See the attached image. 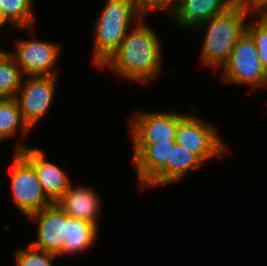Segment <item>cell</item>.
<instances>
[{
	"mask_svg": "<svg viewBox=\"0 0 267 266\" xmlns=\"http://www.w3.org/2000/svg\"><path fill=\"white\" fill-rule=\"evenodd\" d=\"M159 36L141 17L128 30L121 46L100 67L139 84H149L161 73L162 48Z\"/></svg>",
	"mask_w": 267,
	"mask_h": 266,
	"instance_id": "obj_1",
	"label": "cell"
},
{
	"mask_svg": "<svg viewBox=\"0 0 267 266\" xmlns=\"http://www.w3.org/2000/svg\"><path fill=\"white\" fill-rule=\"evenodd\" d=\"M251 15L254 16L237 1L225 12L211 17L193 29L198 32L204 27L207 29L201 50L203 65L215 70L227 63L233 47L246 32L248 22L245 19Z\"/></svg>",
	"mask_w": 267,
	"mask_h": 266,
	"instance_id": "obj_2",
	"label": "cell"
},
{
	"mask_svg": "<svg viewBox=\"0 0 267 266\" xmlns=\"http://www.w3.org/2000/svg\"><path fill=\"white\" fill-rule=\"evenodd\" d=\"M140 18L132 0H106L94 23V65L101 67L109 59Z\"/></svg>",
	"mask_w": 267,
	"mask_h": 266,
	"instance_id": "obj_3",
	"label": "cell"
},
{
	"mask_svg": "<svg viewBox=\"0 0 267 266\" xmlns=\"http://www.w3.org/2000/svg\"><path fill=\"white\" fill-rule=\"evenodd\" d=\"M222 72V81L232 85H252L253 90L267 86V72L261 64L255 43L247 32L233 47Z\"/></svg>",
	"mask_w": 267,
	"mask_h": 266,
	"instance_id": "obj_4",
	"label": "cell"
},
{
	"mask_svg": "<svg viewBox=\"0 0 267 266\" xmlns=\"http://www.w3.org/2000/svg\"><path fill=\"white\" fill-rule=\"evenodd\" d=\"M11 195L20 212L28 217L53 204L38 181L34 166L19 152L12 159Z\"/></svg>",
	"mask_w": 267,
	"mask_h": 266,
	"instance_id": "obj_5",
	"label": "cell"
},
{
	"mask_svg": "<svg viewBox=\"0 0 267 266\" xmlns=\"http://www.w3.org/2000/svg\"><path fill=\"white\" fill-rule=\"evenodd\" d=\"M194 114H186L176 130L175 142L197 155L204 163L213 157L217 159L227 153L215 126L205 123Z\"/></svg>",
	"mask_w": 267,
	"mask_h": 266,
	"instance_id": "obj_6",
	"label": "cell"
},
{
	"mask_svg": "<svg viewBox=\"0 0 267 266\" xmlns=\"http://www.w3.org/2000/svg\"><path fill=\"white\" fill-rule=\"evenodd\" d=\"M57 75L27 76L22 81L15 99L22 118L30 129L48 112L55 96Z\"/></svg>",
	"mask_w": 267,
	"mask_h": 266,
	"instance_id": "obj_7",
	"label": "cell"
},
{
	"mask_svg": "<svg viewBox=\"0 0 267 266\" xmlns=\"http://www.w3.org/2000/svg\"><path fill=\"white\" fill-rule=\"evenodd\" d=\"M15 52H8L16 64L27 76H50L57 75L55 65L60 54V47L56 42H47L31 39H22L15 42Z\"/></svg>",
	"mask_w": 267,
	"mask_h": 266,
	"instance_id": "obj_8",
	"label": "cell"
},
{
	"mask_svg": "<svg viewBox=\"0 0 267 266\" xmlns=\"http://www.w3.org/2000/svg\"><path fill=\"white\" fill-rule=\"evenodd\" d=\"M130 118L132 143H157L175 140L179 121L186 114L177 112H141Z\"/></svg>",
	"mask_w": 267,
	"mask_h": 266,
	"instance_id": "obj_9",
	"label": "cell"
},
{
	"mask_svg": "<svg viewBox=\"0 0 267 266\" xmlns=\"http://www.w3.org/2000/svg\"><path fill=\"white\" fill-rule=\"evenodd\" d=\"M27 218L38 223L37 240L30 244L33 247L62 256L66 236V213L53 203L30 214Z\"/></svg>",
	"mask_w": 267,
	"mask_h": 266,
	"instance_id": "obj_10",
	"label": "cell"
},
{
	"mask_svg": "<svg viewBox=\"0 0 267 266\" xmlns=\"http://www.w3.org/2000/svg\"><path fill=\"white\" fill-rule=\"evenodd\" d=\"M14 151H19L33 166L46 196L55 203L70 187L71 180L68 174L49 162L42 150L25 146L22 142L17 143Z\"/></svg>",
	"mask_w": 267,
	"mask_h": 266,
	"instance_id": "obj_11",
	"label": "cell"
},
{
	"mask_svg": "<svg viewBox=\"0 0 267 266\" xmlns=\"http://www.w3.org/2000/svg\"><path fill=\"white\" fill-rule=\"evenodd\" d=\"M133 165L141 190L171 161L176 142L132 143Z\"/></svg>",
	"mask_w": 267,
	"mask_h": 266,
	"instance_id": "obj_12",
	"label": "cell"
},
{
	"mask_svg": "<svg viewBox=\"0 0 267 266\" xmlns=\"http://www.w3.org/2000/svg\"><path fill=\"white\" fill-rule=\"evenodd\" d=\"M101 199L95 191L87 186L72 184L68 190L55 202L69 217L89 221L98 227V216L101 214Z\"/></svg>",
	"mask_w": 267,
	"mask_h": 266,
	"instance_id": "obj_13",
	"label": "cell"
},
{
	"mask_svg": "<svg viewBox=\"0 0 267 266\" xmlns=\"http://www.w3.org/2000/svg\"><path fill=\"white\" fill-rule=\"evenodd\" d=\"M238 0H178L173 16L180 28L194 29L211 17L225 12Z\"/></svg>",
	"mask_w": 267,
	"mask_h": 266,
	"instance_id": "obj_14",
	"label": "cell"
},
{
	"mask_svg": "<svg viewBox=\"0 0 267 266\" xmlns=\"http://www.w3.org/2000/svg\"><path fill=\"white\" fill-rule=\"evenodd\" d=\"M204 162L194 153L175 144L172 149L171 161L143 188L164 186L180 181L190 170H200Z\"/></svg>",
	"mask_w": 267,
	"mask_h": 266,
	"instance_id": "obj_15",
	"label": "cell"
},
{
	"mask_svg": "<svg viewBox=\"0 0 267 266\" xmlns=\"http://www.w3.org/2000/svg\"><path fill=\"white\" fill-rule=\"evenodd\" d=\"M98 227L89 221L69 217L66 214V236L63 255L85 252L96 243Z\"/></svg>",
	"mask_w": 267,
	"mask_h": 266,
	"instance_id": "obj_16",
	"label": "cell"
},
{
	"mask_svg": "<svg viewBox=\"0 0 267 266\" xmlns=\"http://www.w3.org/2000/svg\"><path fill=\"white\" fill-rule=\"evenodd\" d=\"M18 131L26 136L31 129L24 122L16 99L0 98V142L15 136Z\"/></svg>",
	"mask_w": 267,
	"mask_h": 266,
	"instance_id": "obj_17",
	"label": "cell"
},
{
	"mask_svg": "<svg viewBox=\"0 0 267 266\" xmlns=\"http://www.w3.org/2000/svg\"><path fill=\"white\" fill-rule=\"evenodd\" d=\"M6 18L16 27L33 33L34 0H0Z\"/></svg>",
	"mask_w": 267,
	"mask_h": 266,
	"instance_id": "obj_18",
	"label": "cell"
},
{
	"mask_svg": "<svg viewBox=\"0 0 267 266\" xmlns=\"http://www.w3.org/2000/svg\"><path fill=\"white\" fill-rule=\"evenodd\" d=\"M24 77L15 59L7 53L0 60V98H15Z\"/></svg>",
	"mask_w": 267,
	"mask_h": 266,
	"instance_id": "obj_19",
	"label": "cell"
},
{
	"mask_svg": "<svg viewBox=\"0 0 267 266\" xmlns=\"http://www.w3.org/2000/svg\"><path fill=\"white\" fill-rule=\"evenodd\" d=\"M257 16L248 22L246 32L252 37L263 68L267 72V18L261 13L254 14Z\"/></svg>",
	"mask_w": 267,
	"mask_h": 266,
	"instance_id": "obj_20",
	"label": "cell"
},
{
	"mask_svg": "<svg viewBox=\"0 0 267 266\" xmlns=\"http://www.w3.org/2000/svg\"><path fill=\"white\" fill-rule=\"evenodd\" d=\"M16 266H54L52 260L58 255L49 253L29 244L28 249L16 251Z\"/></svg>",
	"mask_w": 267,
	"mask_h": 266,
	"instance_id": "obj_21",
	"label": "cell"
},
{
	"mask_svg": "<svg viewBox=\"0 0 267 266\" xmlns=\"http://www.w3.org/2000/svg\"><path fill=\"white\" fill-rule=\"evenodd\" d=\"M136 12L145 17L148 13H154L155 11H166L169 14H173L176 9L178 0H132Z\"/></svg>",
	"mask_w": 267,
	"mask_h": 266,
	"instance_id": "obj_22",
	"label": "cell"
},
{
	"mask_svg": "<svg viewBox=\"0 0 267 266\" xmlns=\"http://www.w3.org/2000/svg\"><path fill=\"white\" fill-rule=\"evenodd\" d=\"M251 13H262L267 9V0H238Z\"/></svg>",
	"mask_w": 267,
	"mask_h": 266,
	"instance_id": "obj_23",
	"label": "cell"
},
{
	"mask_svg": "<svg viewBox=\"0 0 267 266\" xmlns=\"http://www.w3.org/2000/svg\"><path fill=\"white\" fill-rule=\"evenodd\" d=\"M9 24L11 26V29H17L5 16L2 7L0 6V28L3 27V25Z\"/></svg>",
	"mask_w": 267,
	"mask_h": 266,
	"instance_id": "obj_24",
	"label": "cell"
},
{
	"mask_svg": "<svg viewBox=\"0 0 267 266\" xmlns=\"http://www.w3.org/2000/svg\"><path fill=\"white\" fill-rule=\"evenodd\" d=\"M8 53V51H5L3 49H0V60Z\"/></svg>",
	"mask_w": 267,
	"mask_h": 266,
	"instance_id": "obj_25",
	"label": "cell"
},
{
	"mask_svg": "<svg viewBox=\"0 0 267 266\" xmlns=\"http://www.w3.org/2000/svg\"><path fill=\"white\" fill-rule=\"evenodd\" d=\"M265 18H267V9L261 13Z\"/></svg>",
	"mask_w": 267,
	"mask_h": 266,
	"instance_id": "obj_26",
	"label": "cell"
}]
</instances>
